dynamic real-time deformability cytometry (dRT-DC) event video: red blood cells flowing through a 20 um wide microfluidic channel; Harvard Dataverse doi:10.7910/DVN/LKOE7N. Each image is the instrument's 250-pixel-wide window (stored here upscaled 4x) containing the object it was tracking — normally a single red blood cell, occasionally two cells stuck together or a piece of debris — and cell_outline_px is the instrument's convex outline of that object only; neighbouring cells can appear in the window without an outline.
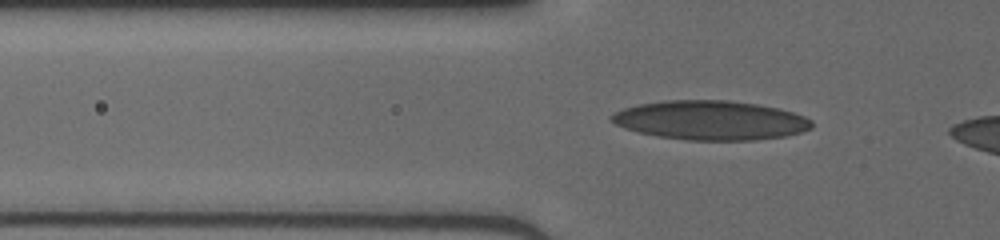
{"species": "human", "species_latin": "Homo sapiens", "temperature_condition": "cold", "stored_images_in_passage": 35, "camera_frame_rate_fps": 3000, "um_per_image_px": 0.085, "donor": {"sex": "male"}, "frame": {"image": 1, "passage_image": 6, "time_ms": 1.667, "image_size_px": [1000, 240], "cell_outline_px": [[812, 128], [800, 132], [784, 136], [752, 140], [688, 140], [660, 136], [640, 132], [616, 124], [612, 120], [612, 116], [616, 112], [624, 108], [640, 104], [668, 100], [728, 100], [756, 104], [780, 108], [804, 116], [812, 120]], "centroid_in_image_um": [60.46, 10.22], "position_along_channel_um": 65.3, "area_um2": 45.26}}
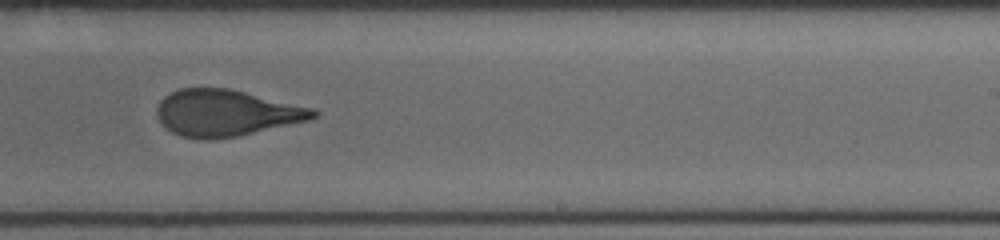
{"frame": {"image": 2, "passage_image": 21, "time_ms": 6.667, "image_size_px": [1000, 240], "cell_outline_px": [[316, 116], [308, 120], [236, 136], [212, 140], [200, 140], [180, 136], [172, 132], [156, 116], [156, 108], [160, 100], [164, 96], [180, 88], [228, 88], [316, 108]], "centroid_in_image_um": [19.19, 9.6], "position_along_channel_um": 269.8, "area_um2": 42.19}}
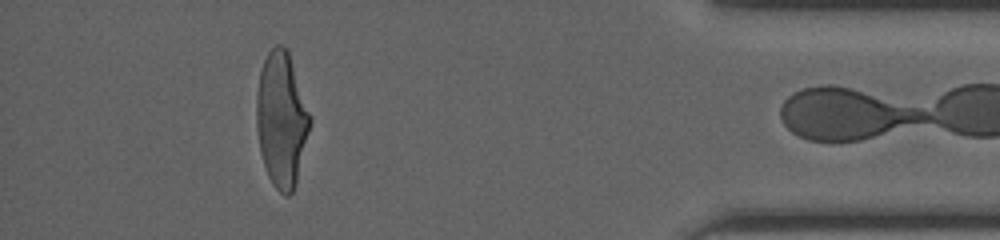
{"frame": {"image": 3, "passage_image": 34, "time_ms": 11.0, "image_size_px": [1000, 240], "cell_outline_px": [[312, 120], [296, 184], [292, 192], [288, 196], [284, 196], [272, 184], [268, 176], [260, 152], [256, 120], [256, 92], [260, 72], [264, 60], [268, 52], [276, 44], [284, 44], [288, 48], [312, 116]], "centroid_in_image_um": [23.95, 10.12], "position_along_channel_um": 411.3, "area_um2": 42.6}}